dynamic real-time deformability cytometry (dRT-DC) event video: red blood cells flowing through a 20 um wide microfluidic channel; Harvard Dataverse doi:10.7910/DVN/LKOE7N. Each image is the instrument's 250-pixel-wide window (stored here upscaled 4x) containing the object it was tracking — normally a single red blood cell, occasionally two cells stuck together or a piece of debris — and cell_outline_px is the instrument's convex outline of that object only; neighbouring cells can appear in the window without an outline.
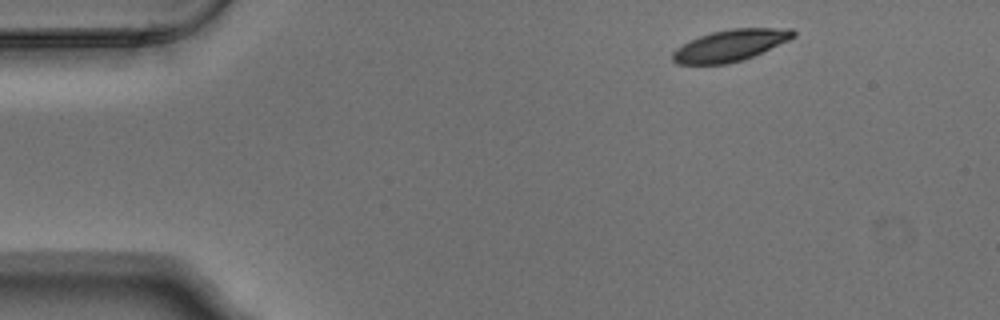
{"species": "Egyptian fruit bat (a non-hibernating species)", "species_latin": "Rousettus aegyptiacus", "temperature_condition": "warm", "stored_images_in_passage": 3, "camera_frame_rate_fps": 3000, "um_per_image_px": 0.085, "animal": {"sex": "male"}, "frame": {"image": 1, "passage_image": 1, "time_ms": 0.0, "image_size_px": [1000, 320], "cell_outline_px": [[796, 36], [788, 40], [744, 60], [728, 64], [676, 64], [672, 60], [672, 52], [676, 48], [700, 36], [712, 32], [732, 28], [792, 28], [796, 32]], "centroid_in_image_um": [62.08, 3.86], "position_along_channel_um": 22.9, "area_um2": 22.08}}